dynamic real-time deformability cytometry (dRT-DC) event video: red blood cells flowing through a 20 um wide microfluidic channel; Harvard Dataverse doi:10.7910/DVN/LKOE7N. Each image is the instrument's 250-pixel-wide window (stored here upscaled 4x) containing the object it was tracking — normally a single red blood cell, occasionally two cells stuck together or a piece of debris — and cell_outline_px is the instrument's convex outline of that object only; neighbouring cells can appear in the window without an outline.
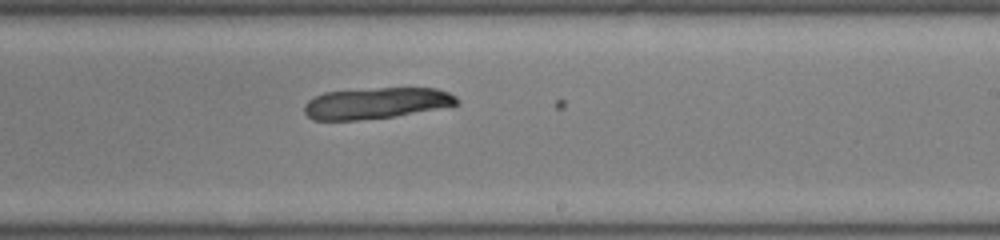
{"species": "common noctule bat (a hibernating species)", "species_latin": "Nyctalus noctula", "temperature_condition": "room temperature", "stored_images_in_passage": 16, "camera_frame_rate_fps": 3000, "um_per_image_px": 0.085, "animal": {"sex": "male", "body_mass_g": 19.0, "forearm_length_mm": 50.8}, "frame": {"image": 1, "passage_image": 15, "time_ms": 4.667, "image_size_px": [1000, 240], "cell_outline_px": [[460, 100], [456, 104], [392, 116], [356, 120], [312, 120], [304, 112], [304, 104], [308, 100], [324, 92], [380, 88], [436, 88], [448, 92], [456, 96]], "centroid_in_image_um": [31.92, 8.76], "position_along_channel_um": 257.1, "area_um2": 27.22}}